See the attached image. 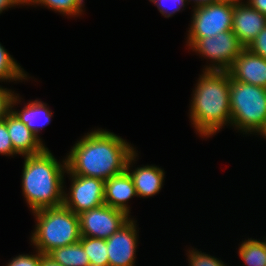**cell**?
Returning a JSON list of instances; mask_svg holds the SVG:
<instances>
[{
    "label": "cell",
    "instance_id": "cell-1",
    "mask_svg": "<svg viewBox=\"0 0 266 266\" xmlns=\"http://www.w3.org/2000/svg\"><path fill=\"white\" fill-rule=\"evenodd\" d=\"M77 142L66 159L67 173L104 181L125 172L135 152L121 137L100 129Z\"/></svg>",
    "mask_w": 266,
    "mask_h": 266
},
{
    "label": "cell",
    "instance_id": "cell-2",
    "mask_svg": "<svg viewBox=\"0 0 266 266\" xmlns=\"http://www.w3.org/2000/svg\"><path fill=\"white\" fill-rule=\"evenodd\" d=\"M191 100V120L202 136L216 133L231 123L230 74L228 71L205 70Z\"/></svg>",
    "mask_w": 266,
    "mask_h": 266
},
{
    "label": "cell",
    "instance_id": "cell-3",
    "mask_svg": "<svg viewBox=\"0 0 266 266\" xmlns=\"http://www.w3.org/2000/svg\"><path fill=\"white\" fill-rule=\"evenodd\" d=\"M22 177L24 197L32 211L63 205V174L67 169L59 164L45 148L42 152L25 156ZM63 166V167H62Z\"/></svg>",
    "mask_w": 266,
    "mask_h": 266
},
{
    "label": "cell",
    "instance_id": "cell-4",
    "mask_svg": "<svg viewBox=\"0 0 266 266\" xmlns=\"http://www.w3.org/2000/svg\"><path fill=\"white\" fill-rule=\"evenodd\" d=\"M33 213L38 222L31 241L42 254L80 241L79 216L64 205Z\"/></svg>",
    "mask_w": 266,
    "mask_h": 266
},
{
    "label": "cell",
    "instance_id": "cell-5",
    "mask_svg": "<svg viewBox=\"0 0 266 266\" xmlns=\"http://www.w3.org/2000/svg\"><path fill=\"white\" fill-rule=\"evenodd\" d=\"M231 124L244 132L266 128V88L233 80L230 76Z\"/></svg>",
    "mask_w": 266,
    "mask_h": 266
},
{
    "label": "cell",
    "instance_id": "cell-6",
    "mask_svg": "<svg viewBox=\"0 0 266 266\" xmlns=\"http://www.w3.org/2000/svg\"><path fill=\"white\" fill-rule=\"evenodd\" d=\"M234 0H220L195 6L189 38L214 37L232 30Z\"/></svg>",
    "mask_w": 266,
    "mask_h": 266
},
{
    "label": "cell",
    "instance_id": "cell-7",
    "mask_svg": "<svg viewBox=\"0 0 266 266\" xmlns=\"http://www.w3.org/2000/svg\"><path fill=\"white\" fill-rule=\"evenodd\" d=\"M187 43L202 56L212 59L215 65L206 67L205 70L215 71H228L245 48L232 30L218 33L214 37L188 38Z\"/></svg>",
    "mask_w": 266,
    "mask_h": 266
},
{
    "label": "cell",
    "instance_id": "cell-8",
    "mask_svg": "<svg viewBox=\"0 0 266 266\" xmlns=\"http://www.w3.org/2000/svg\"><path fill=\"white\" fill-rule=\"evenodd\" d=\"M78 216L81 236L105 240L130 219L124 211L106 204L84 211Z\"/></svg>",
    "mask_w": 266,
    "mask_h": 266
},
{
    "label": "cell",
    "instance_id": "cell-9",
    "mask_svg": "<svg viewBox=\"0 0 266 266\" xmlns=\"http://www.w3.org/2000/svg\"><path fill=\"white\" fill-rule=\"evenodd\" d=\"M72 185L69 198L64 194L63 205L77 215L102 206L105 181L100 178L70 175Z\"/></svg>",
    "mask_w": 266,
    "mask_h": 266
},
{
    "label": "cell",
    "instance_id": "cell-10",
    "mask_svg": "<svg viewBox=\"0 0 266 266\" xmlns=\"http://www.w3.org/2000/svg\"><path fill=\"white\" fill-rule=\"evenodd\" d=\"M135 221L129 219L106 239L109 266H134L137 247Z\"/></svg>",
    "mask_w": 266,
    "mask_h": 266
},
{
    "label": "cell",
    "instance_id": "cell-11",
    "mask_svg": "<svg viewBox=\"0 0 266 266\" xmlns=\"http://www.w3.org/2000/svg\"><path fill=\"white\" fill-rule=\"evenodd\" d=\"M266 27V15L261 14L248 4L234 0L232 31L246 48Z\"/></svg>",
    "mask_w": 266,
    "mask_h": 266
},
{
    "label": "cell",
    "instance_id": "cell-12",
    "mask_svg": "<svg viewBox=\"0 0 266 266\" xmlns=\"http://www.w3.org/2000/svg\"><path fill=\"white\" fill-rule=\"evenodd\" d=\"M233 80L266 88V59L244 48L228 70Z\"/></svg>",
    "mask_w": 266,
    "mask_h": 266
},
{
    "label": "cell",
    "instance_id": "cell-13",
    "mask_svg": "<svg viewBox=\"0 0 266 266\" xmlns=\"http://www.w3.org/2000/svg\"><path fill=\"white\" fill-rule=\"evenodd\" d=\"M8 133L17 154L24 156L42 152L46 147L20 119L11 111L4 119Z\"/></svg>",
    "mask_w": 266,
    "mask_h": 266
},
{
    "label": "cell",
    "instance_id": "cell-14",
    "mask_svg": "<svg viewBox=\"0 0 266 266\" xmlns=\"http://www.w3.org/2000/svg\"><path fill=\"white\" fill-rule=\"evenodd\" d=\"M134 196H137L134 183L127 171L105 180L104 203L106 205L129 215V207L125 203Z\"/></svg>",
    "mask_w": 266,
    "mask_h": 266
},
{
    "label": "cell",
    "instance_id": "cell-15",
    "mask_svg": "<svg viewBox=\"0 0 266 266\" xmlns=\"http://www.w3.org/2000/svg\"><path fill=\"white\" fill-rule=\"evenodd\" d=\"M134 152L128 159L126 171L131 176L137 196L149 197L158 193L162 188L164 172L157 166H144L133 172L129 171L130 163L137 156Z\"/></svg>",
    "mask_w": 266,
    "mask_h": 266
},
{
    "label": "cell",
    "instance_id": "cell-16",
    "mask_svg": "<svg viewBox=\"0 0 266 266\" xmlns=\"http://www.w3.org/2000/svg\"><path fill=\"white\" fill-rule=\"evenodd\" d=\"M22 123H24L37 137L40 129L45 125L49 124L51 121L52 113L46 107L45 103H42L38 100L28 103L22 111H13L11 110ZM44 116V117H43ZM42 118L44 122H42ZM41 119V120H40ZM41 121V127L39 126V122Z\"/></svg>",
    "mask_w": 266,
    "mask_h": 266
},
{
    "label": "cell",
    "instance_id": "cell-17",
    "mask_svg": "<svg viewBox=\"0 0 266 266\" xmlns=\"http://www.w3.org/2000/svg\"><path fill=\"white\" fill-rule=\"evenodd\" d=\"M47 255L62 266H90L89 258L79 241L55 248Z\"/></svg>",
    "mask_w": 266,
    "mask_h": 266
},
{
    "label": "cell",
    "instance_id": "cell-18",
    "mask_svg": "<svg viewBox=\"0 0 266 266\" xmlns=\"http://www.w3.org/2000/svg\"><path fill=\"white\" fill-rule=\"evenodd\" d=\"M79 242L89 258L90 266H109L105 239L81 236Z\"/></svg>",
    "mask_w": 266,
    "mask_h": 266
},
{
    "label": "cell",
    "instance_id": "cell-19",
    "mask_svg": "<svg viewBox=\"0 0 266 266\" xmlns=\"http://www.w3.org/2000/svg\"><path fill=\"white\" fill-rule=\"evenodd\" d=\"M238 253L247 266H266V241L248 239L241 244Z\"/></svg>",
    "mask_w": 266,
    "mask_h": 266
},
{
    "label": "cell",
    "instance_id": "cell-20",
    "mask_svg": "<svg viewBox=\"0 0 266 266\" xmlns=\"http://www.w3.org/2000/svg\"><path fill=\"white\" fill-rule=\"evenodd\" d=\"M27 75L24 73L20 65L14 61L9 53L0 44V80H22L26 79Z\"/></svg>",
    "mask_w": 266,
    "mask_h": 266
},
{
    "label": "cell",
    "instance_id": "cell-21",
    "mask_svg": "<svg viewBox=\"0 0 266 266\" xmlns=\"http://www.w3.org/2000/svg\"><path fill=\"white\" fill-rule=\"evenodd\" d=\"M41 4L66 15H77L82 11L83 0H26L25 4Z\"/></svg>",
    "mask_w": 266,
    "mask_h": 266
},
{
    "label": "cell",
    "instance_id": "cell-22",
    "mask_svg": "<svg viewBox=\"0 0 266 266\" xmlns=\"http://www.w3.org/2000/svg\"><path fill=\"white\" fill-rule=\"evenodd\" d=\"M190 266H225L221 260L211 257L208 254L197 252L195 250L189 251Z\"/></svg>",
    "mask_w": 266,
    "mask_h": 266
},
{
    "label": "cell",
    "instance_id": "cell-23",
    "mask_svg": "<svg viewBox=\"0 0 266 266\" xmlns=\"http://www.w3.org/2000/svg\"><path fill=\"white\" fill-rule=\"evenodd\" d=\"M18 96H15L10 90L0 87V121L11 112L12 107L16 104Z\"/></svg>",
    "mask_w": 266,
    "mask_h": 266
},
{
    "label": "cell",
    "instance_id": "cell-24",
    "mask_svg": "<svg viewBox=\"0 0 266 266\" xmlns=\"http://www.w3.org/2000/svg\"><path fill=\"white\" fill-rule=\"evenodd\" d=\"M0 154L4 155H13L17 154L14 151L8 129L7 124L4 120L0 121Z\"/></svg>",
    "mask_w": 266,
    "mask_h": 266
},
{
    "label": "cell",
    "instance_id": "cell-25",
    "mask_svg": "<svg viewBox=\"0 0 266 266\" xmlns=\"http://www.w3.org/2000/svg\"><path fill=\"white\" fill-rule=\"evenodd\" d=\"M246 48L266 59V27L260 31Z\"/></svg>",
    "mask_w": 266,
    "mask_h": 266
},
{
    "label": "cell",
    "instance_id": "cell-26",
    "mask_svg": "<svg viewBox=\"0 0 266 266\" xmlns=\"http://www.w3.org/2000/svg\"><path fill=\"white\" fill-rule=\"evenodd\" d=\"M43 255L40 251L36 255H19L13 258L7 266H40Z\"/></svg>",
    "mask_w": 266,
    "mask_h": 266
},
{
    "label": "cell",
    "instance_id": "cell-27",
    "mask_svg": "<svg viewBox=\"0 0 266 266\" xmlns=\"http://www.w3.org/2000/svg\"><path fill=\"white\" fill-rule=\"evenodd\" d=\"M149 1L153 2L158 7V10L160 11V13L168 18V17H171L176 11L178 12L182 8L181 6L184 7L185 6L184 3L187 0H149ZM167 3H171V5L175 6L173 8V11H171L172 13L169 12L170 11L169 9H167L165 5Z\"/></svg>",
    "mask_w": 266,
    "mask_h": 266
},
{
    "label": "cell",
    "instance_id": "cell-28",
    "mask_svg": "<svg viewBox=\"0 0 266 266\" xmlns=\"http://www.w3.org/2000/svg\"><path fill=\"white\" fill-rule=\"evenodd\" d=\"M247 3L261 14L266 15V0H248Z\"/></svg>",
    "mask_w": 266,
    "mask_h": 266
},
{
    "label": "cell",
    "instance_id": "cell-29",
    "mask_svg": "<svg viewBox=\"0 0 266 266\" xmlns=\"http://www.w3.org/2000/svg\"><path fill=\"white\" fill-rule=\"evenodd\" d=\"M26 0H0V13L8 7L18 4H24Z\"/></svg>",
    "mask_w": 266,
    "mask_h": 266
},
{
    "label": "cell",
    "instance_id": "cell-30",
    "mask_svg": "<svg viewBox=\"0 0 266 266\" xmlns=\"http://www.w3.org/2000/svg\"><path fill=\"white\" fill-rule=\"evenodd\" d=\"M40 266H62L60 263L55 262L47 254H44L41 258Z\"/></svg>",
    "mask_w": 266,
    "mask_h": 266
},
{
    "label": "cell",
    "instance_id": "cell-31",
    "mask_svg": "<svg viewBox=\"0 0 266 266\" xmlns=\"http://www.w3.org/2000/svg\"><path fill=\"white\" fill-rule=\"evenodd\" d=\"M218 1L220 0H195L194 2H196V6H199V5L208 4L211 2H218Z\"/></svg>",
    "mask_w": 266,
    "mask_h": 266
},
{
    "label": "cell",
    "instance_id": "cell-32",
    "mask_svg": "<svg viewBox=\"0 0 266 266\" xmlns=\"http://www.w3.org/2000/svg\"><path fill=\"white\" fill-rule=\"evenodd\" d=\"M260 135L265 136V138H266V128Z\"/></svg>",
    "mask_w": 266,
    "mask_h": 266
}]
</instances>
